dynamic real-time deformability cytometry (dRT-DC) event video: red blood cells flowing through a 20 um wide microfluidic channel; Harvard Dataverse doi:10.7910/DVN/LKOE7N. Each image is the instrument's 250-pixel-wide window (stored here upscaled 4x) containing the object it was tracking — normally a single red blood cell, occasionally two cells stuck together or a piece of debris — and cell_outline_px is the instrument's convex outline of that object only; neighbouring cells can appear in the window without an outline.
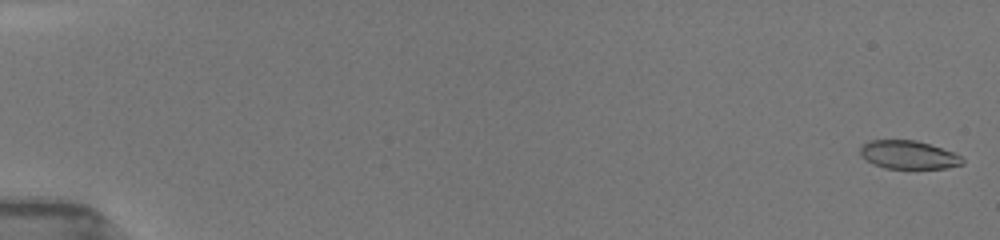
{"species": "common noctule bat (a hibernating species)", "species_latin": "Nyctalus noctula", "temperature_condition": "room temperature", "stored_images_in_passage": 85, "camera_frame_rate_fps": 3000, "um_per_image_px": 0.085, "animal": {"sex": "female", "body_mass_g": 19.5, "forearm_length_mm": 54.1}, "frame": {"image": 1, "passage_image": 1, "time_ms": 0.0, "image_size_px": [1000, 240], "cell_outline_px": [[964, 164], [944, 168], [884, 168], [872, 164], [860, 156], [860, 144], [868, 140], [916, 140], [952, 152], [960, 156], [964, 160]], "centroid_in_image_um": [77.15, 13.15], "position_along_channel_um": 7.9, "area_um2": 16.88}}
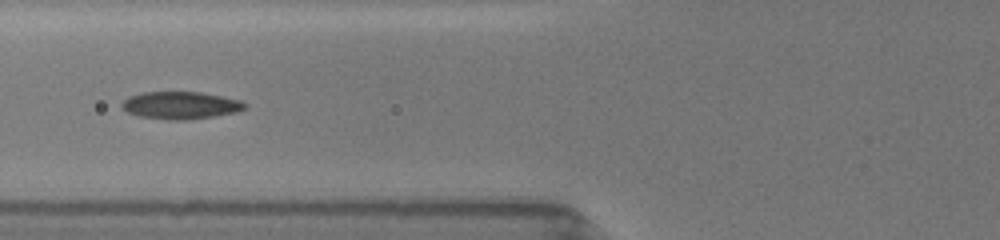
{"frame": {"image": 2, "passage_image": 35, "time_ms": 7.0, "image_size_px": [1000, 240], "cell_outline_px": [[248, 104], [244, 108], [236, 112], [212, 116], [184, 120], [168, 120], [140, 116], [128, 112], [120, 104], [128, 96], [144, 92], [200, 92], [240, 100]], "centroid_in_image_um": [15.33, 8.94], "position_along_channel_um": 110.5, "area_um2": 19.42}}
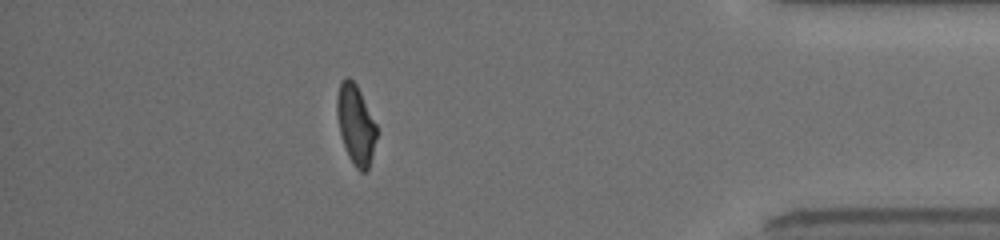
{"frame": {"image": 3, "passage_image": 76, "time_ms": 15.333, "image_size_px": [1000, 240], "cell_outline_px": [[376, 136], [368, 168], [364, 172], [360, 172], [356, 168], [348, 156], [340, 132], [336, 116], [336, 96], [340, 84], [344, 76], [348, 76], [356, 84], [376, 124]], "centroid_in_image_um": [30.2, 10.55], "position_along_channel_um": 405.0, "area_um2": 18.09}, "authors_computed_cell_mechanics": {"area_um2": 18.8428, "velocity_mm_per_s": 3.9638, "shape_relaxation_time_tau1_ms": 5.6768, "shape_relaxation_time_tau2_ms": 1.4053, "deformation_change_tau1": 0.2154, "deformation_change_tau2": 0.0777}}